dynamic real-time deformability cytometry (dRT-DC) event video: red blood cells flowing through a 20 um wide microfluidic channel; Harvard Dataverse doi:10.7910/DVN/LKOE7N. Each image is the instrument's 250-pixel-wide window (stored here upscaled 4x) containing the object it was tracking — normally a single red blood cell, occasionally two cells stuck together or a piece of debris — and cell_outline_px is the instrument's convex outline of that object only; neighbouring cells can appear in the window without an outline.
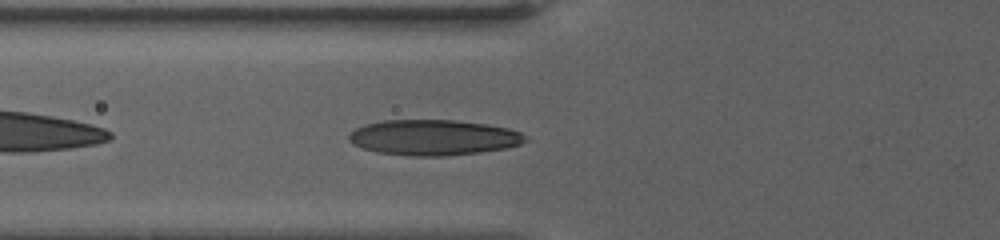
{"species": "human", "species_latin": "Homo sapiens", "temperature_condition": "warm", "stored_images_in_passage": 7, "camera_frame_rate_fps": 3000, "um_per_image_px": 0.085, "donor": {"sex": "female"}, "frame": {"image": 1, "passage_image": 7, "time_ms": 6.333, "image_size_px": [1000, 240], "cell_outline_px": [[528, 140], [520, 144], [508, 148], [480, 152], [444, 156], [412, 156], [376, 152], [352, 144], [348, 140], [348, 136], [356, 128], [364, 124], [384, 120], [452, 120], [484, 124], [508, 128], [520, 132], [528, 136]], "centroid_in_image_um": [36.85, 11.69], "position_along_channel_um": 88.9, "area_um2": 36.59}}